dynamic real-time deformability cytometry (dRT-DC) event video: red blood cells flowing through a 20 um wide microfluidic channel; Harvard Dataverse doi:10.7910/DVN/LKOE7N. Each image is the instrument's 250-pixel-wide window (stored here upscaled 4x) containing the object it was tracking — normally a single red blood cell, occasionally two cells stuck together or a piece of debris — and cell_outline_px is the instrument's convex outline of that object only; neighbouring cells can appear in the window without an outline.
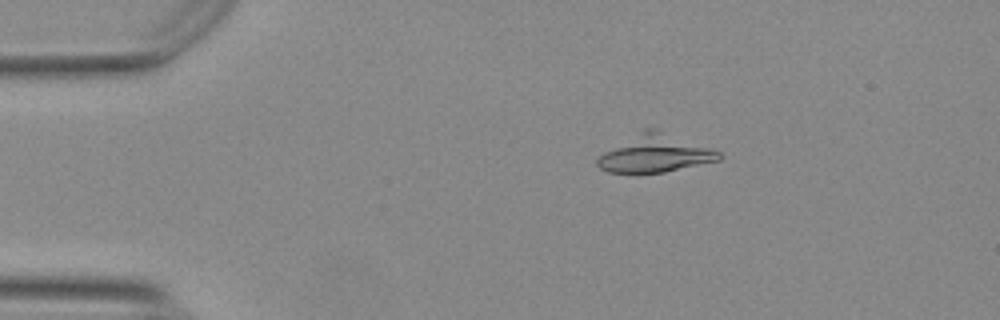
{"species": "Egyptian fruit bat (a non-hibernating species)", "species_latin": "Rousettus aegyptiacus", "temperature_condition": "warm", "stored_images_in_passage": 11, "camera_frame_rate_fps": 3000, "um_per_image_px": 0.085, "animal": {"sex": "female"}, "frame": {"image": 1, "passage_image": 1, "time_ms": 0.0, "image_size_px": [1000, 320], "cell_outline_px": [[720, 160], [664, 172], [608, 172], [600, 168], [596, 164], [596, 160], [604, 152], [644, 128], [656, 128], [720, 152]], "centroid_in_image_um": [55.67, 13.04], "position_along_channel_um": 29.3, "area_um2": 26.07}}
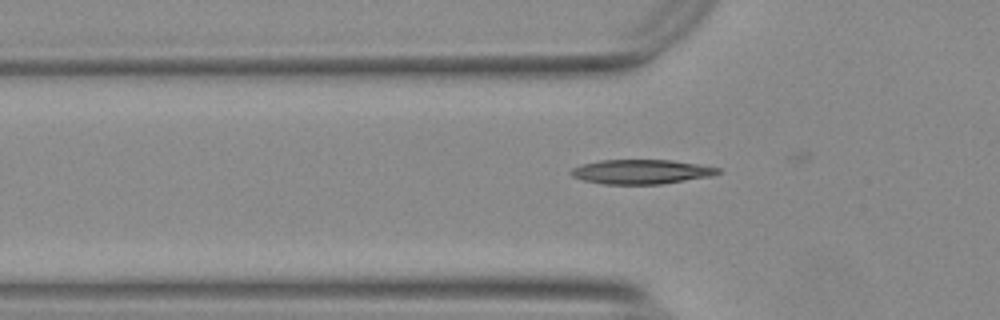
{"frame": {"image": 2, "passage_image": 9, "time_ms": 2.667, "image_size_px": [1000, 320], "cell_outline_px": [[720, 172], [712, 176], [660, 184], [604, 184], [584, 180], [572, 176], [568, 172], [572, 168], [580, 164], [600, 160], [672, 160], [700, 164], [720, 168]], "centroid_in_image_um": [54.49, 14.59], "position_along_channel_um": 71.3, "area_um2": 20.98}}